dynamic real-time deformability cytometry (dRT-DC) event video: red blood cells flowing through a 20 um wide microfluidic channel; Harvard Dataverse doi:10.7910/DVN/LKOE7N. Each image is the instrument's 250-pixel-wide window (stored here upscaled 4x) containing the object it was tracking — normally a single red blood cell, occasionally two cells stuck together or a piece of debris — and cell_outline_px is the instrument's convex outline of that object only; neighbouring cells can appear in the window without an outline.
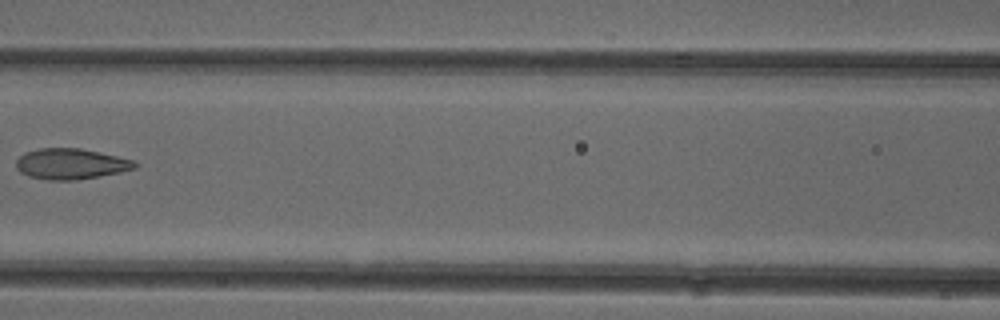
{"species": "common noctule bat (a hibernating species)", "species_latin": "Nyctalus noctula", "temperature_condition": "cold", "stored_images_in_passage": 6, "camera_frame_rate_fps": 3000, "um_per_image_px": 0.085, "animal": {"sex": "female"}, "frame": {"image": 1, "passage_image": 6, "time_ms": 5.667, "image_size_px": [1000, 320], "cell_outline_px": [[136, 168], [120, 172], [76, 180], [48, 180], [28, 176], [20, 172], [16, 168], [16, 160], [24, 152], [40, 148], [80, 148], [116, 156], [132, 160], [136, 164]], "centroid_in_image_um": [5.97, 13.93], "position_along_channel_um": 160.6, "area_um2": 21.1}}